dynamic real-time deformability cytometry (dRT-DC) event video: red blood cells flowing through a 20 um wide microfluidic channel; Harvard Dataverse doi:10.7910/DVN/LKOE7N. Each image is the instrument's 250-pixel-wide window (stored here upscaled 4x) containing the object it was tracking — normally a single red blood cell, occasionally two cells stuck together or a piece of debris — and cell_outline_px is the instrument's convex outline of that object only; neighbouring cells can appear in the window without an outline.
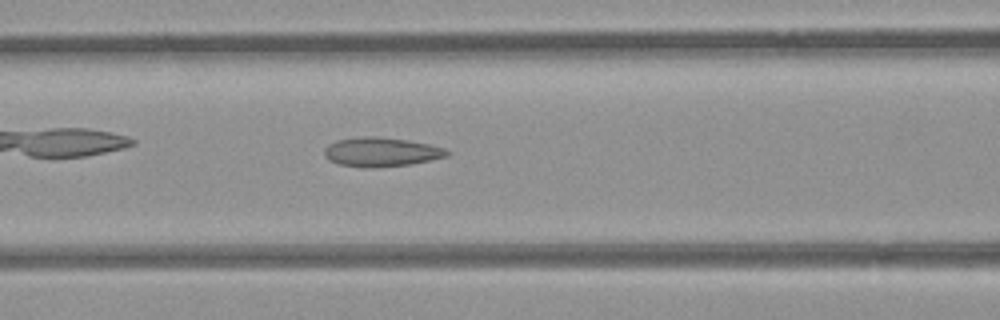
{"species": "common noctule bat (a hibernating species)", "species_latin": "Nyctalus noctula", "temperature_condition": "room temperature", "stored_images_in_passage": 31, "camera_frame_rate_fps": 3000, "um_per_image_px": 0.085, "animal": {"sex": "female", "body_mass_g": 21.9}, "frame": {"image": 1, "passage_image": 8, "time_ms": 2.333, "image_size_px": [1000, 320], "cell_outline_px": [[452, 152], [448, 156], [408, 164], [376, 168], [368, 168], [340, 164], [328, 160], [324, 156], [324, 148], [328, 144], [336, 140], [360, 136], [376, 136], [408, 140], [432, 144], [444, 148]], "centroid_in_image_um": [32.39, 12.91], "position_along_channel_um": 134.2, "area_um2": 21.04}}
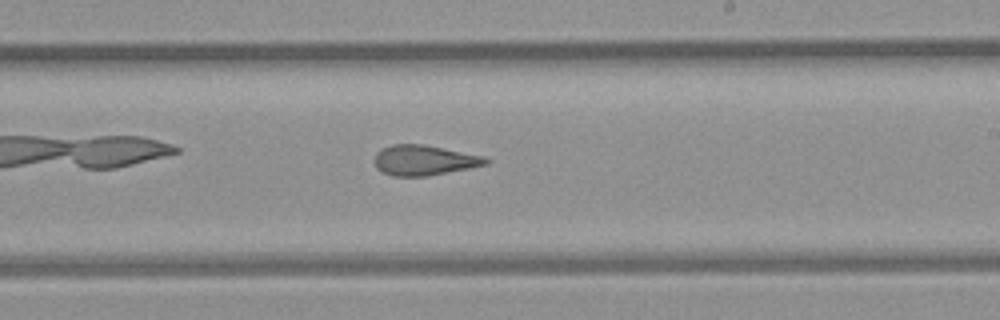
{"frame": {"image": 2, "passage_image": 17, "time_ms": 5.333, "image_size_px": [1000, 320], "cell_outline_px": [[492, 160], [488, 164], [428, 176], [392, 176], [376, 168], [376, 152], [380, 148], [392, 144], [424, 144], [484, 156]], "centroid_in_image_um": [36.06, 13.61], "position_along_channel_um": 252.9, "area_um2": 19.59}}
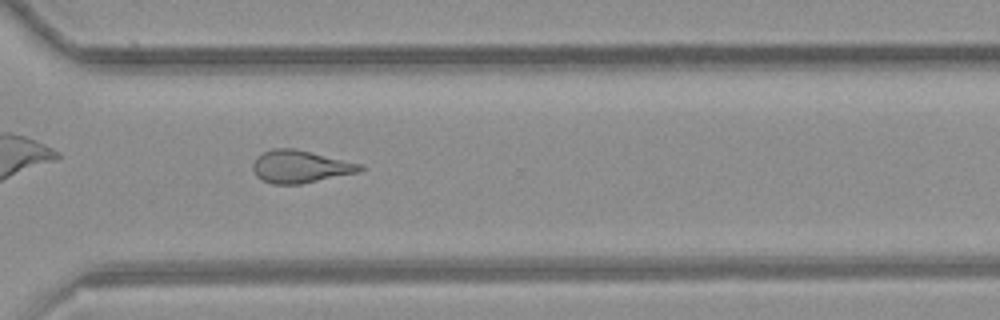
{"frame": {"image": 3, "passage_image": 24, "time_ms": 7.667, "image_size_px": [1000, 320], "cell_outline_px": [[364, 168], [356, 172], [300, 184], [272, 184], [256, 176], [252, 168], [252, 164], [256, 156], [272, 148], [296, 148], [364, 164]], "centroid_in_image_um": [25.5, 14.14], "position_along_channel_um": 345.1, "area_um2": 20.35}}